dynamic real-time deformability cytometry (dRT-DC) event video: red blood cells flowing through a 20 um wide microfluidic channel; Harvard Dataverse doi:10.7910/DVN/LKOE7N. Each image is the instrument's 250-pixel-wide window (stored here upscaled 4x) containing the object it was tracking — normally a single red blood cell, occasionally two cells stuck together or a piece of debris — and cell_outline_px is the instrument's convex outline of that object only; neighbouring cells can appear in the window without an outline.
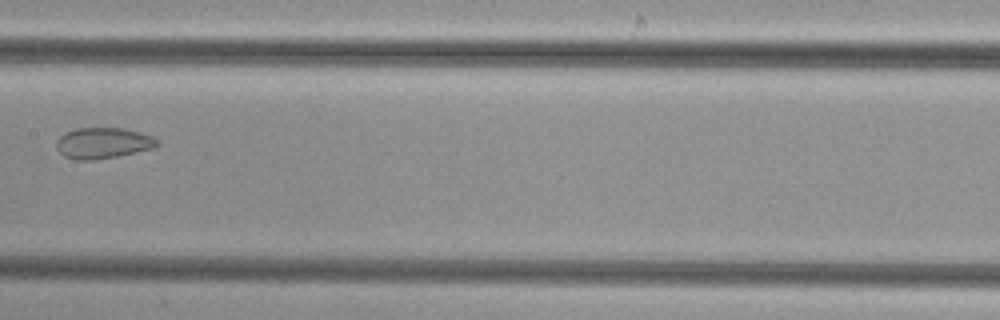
{"species": "common noctule bat (a hibernating species)", "species_latin": "Nyctalus noctula", "temperature_condition": "cold", "stored_images_in_passage": 8, "camera_frame_rate_fps": 3000, "um_per_image_px": 0.085, "animal": {"sex": "female", "body_mass_g": 29.2, "forearm_length_mm": 56.3}, "frame": {"image": 1, "passage_image": 8, "time_ms": 8.333, "image_size_px": [1000, 320], "cell_outline_px": [[160, 144], [156, 148], [96, 160], [76, 160], [64, 156], [56, 148], [56, 140], [64, 132], [76, 128], [124, 128], [140, 132], [152, 136]], "centroid_in_image_um": [8.74, 12.16], "position_along_channel_um": 198.7, "area_um2": 18.32}}